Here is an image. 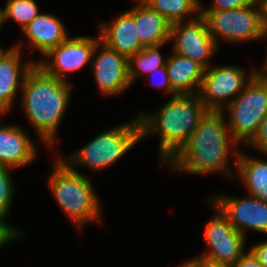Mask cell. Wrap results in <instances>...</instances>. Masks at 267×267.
<instances>
[{
    "label": "cell",
    "mask_w": 267,
    "mask_h": 267,
    "mask_svg": "<svg viewBox=\"0 0 267 267\" xmlns=\"http://www.w3.org/2000/svg\"><path fill=\"white\" fill-rule=\"evenodd\" d=\"M225 115L222 111L207 112L186 143L165 164H168L172 173L186 172L193 175L219 173L234 179L236 169L230 167L229 156H233L236 168L240 150L238 147L241 146H238L239 144L231 136Z\"/></svg>",
    "instance_id": "obj_1"
},
{
    "label": "cell",
    "mask_w": 267,
    "mask_h": 267,
    "mask_svg": "<svg viewBox=\"0 0 267 267\" xmlns=\"http://www.w3.org/2000/svg\"><path fill=\"white\" fill-rule=\"evenodd\" d=\"M71 83L46 73L36 63L24 78L20 96L22 110L39 140L55 148L57 131L71 98Z\"/></svg>",
    "instance_id": "obj_2"
},
{
    "label": "cell",
    "mask_w": 267,
    "mask_h": 267,
    "mask_svg": "<svg viewBox=\"0 0 267 267\" xmlns=\"http://www.w3.org/2000/svg\"><path fill=\"white\" fill-rule=\"evenodd\" d=\"M209 109L198 94H177L155 113L139 112L141 140L156 135L159 157L164 165L186 143Z\"/></svg>",
    "instance_id": "obj_3"
},
{
    "label": "cell",
    "mask_w": 267,
    "mask_h": 267,
    "mask_svg": "<svg viewBox=\"0 0 267 267\" xmlns=\"http://www.w3.org/2000/svg\"><path fill=\"white\" fill-rule=\"evenodd\" d=\"M57 157L47 178L57 205L80 230L87 223H100L102 205L90 179Z\"/></svg>",
    "instance_id": "obj_4"
},
{
    "label": "cell",
    "mask_w": 267,
    "mask_h": 267,
    "mask_svg": "<svg viewBox=\"0 0 267 267\" xmlns=\"http://www.w3.org/2000/svg\"><path fill=\"white\" fill-rule=\"evenodd\" d=\"M141 141L140 120L138 115L127 123H122L117 127H110L95 136L78 151L61 156L73 170L80 166L88 167L93 171L108 169L128 151L133 149ZM78 166V167H77Z\"/></svg>",
    "instance_id": "obj_5"
},
{
    "label": "cell",
    "mask_w": 267,
    "mask_h": 267,
    "mask_svg": "<svg viewBox=\"0 0 267 267\" xmlns=\"http://www.w3.org/2000/svg\"><path fill=\"white\" fill-rule=\"evenodd\" d=\"M201 15L218 48L222 39L233 44L267 39V22L261 0L238 9L201 10Z\"/></svg>",
    "instance_id": "obj_6"
},
{
    "label": "cell",
    "mask_w": 267,
    "mask_h": 267,
    "mask_svg": "<svg viewBox=\"0 0 267 267\" xmlns=\"http://www.w3.org/2000/svg\"><path fill=\"white\" fill-rule=\"evenodd\" d=\"M222 113H229L226 120L233 139L246 147L267 116V77L258 70Z\"/></svg>",
    "instance_id": "obj_7"
},
{
    "label": "cell",
    "mask_w": 267,
    "mask_h": 267,
    "mask_svg": "<svg viewBox=\"0 0 267 267\" xmlns=\"http://www.w3.org/2000/svg\"><path fill=\"white\" fill-rule=\"evenodd\" d=\"M207 203L213 208V217L206 222L203 238L206 250L195 258L206 263L234 265L246 252L247 238L236 231L228 218L209 199Z\"/></svg>",
    "instance_id": "obj_8"
},
{
    "label": "cell",
    "mask_w": 267,
    "mask_h": 267,
    "mask_svg": "<svg viewBox=\"0 0 267 267\" xmlns=\"http://www.w3.org/2000/svg\"><path fill=\"white\" fill-rule=\"evenodd\" d=\"M257 71L256 67L246 72L237 65H211L205 69L198 96L209 110L222 111Z\"/></svg>",
    "instance_id": "obj_9"
},
{
    "label": "cell",
    "mask_w": 267,
    "mask_h": 267,
    "mask_svg": "<svg viewBox=\"0 0 267 267\" xmlns=\"http://www.w3.org/2000/svg\"><path fill=\"white\" fill-rule=\"evenodd\" d=\"M170 42L173 43L171 52L196 61L205 69L212 65V57L218 52L201 14L195 19L171 24Z\"/></svg>",
    "instance_id": "obj_10"
},
{
    "label": "cell",
    "mask_w": 267,
    "mask_h": 267,
    "mask_svg": "<svg viewBox=\"0 0 267 267\" xmlns=\"http://www.w3.org/2000/svg\"><path fill=\"white\" fill-rule=\"evenodd\" d=\"M99 41L100 37L69 36L36 64L49 75L71 83L68 74L83 69L88 63L91 65L92 54Z\"/></svg>",
    "instance_id": "obj_11"
},
{
    "label": "cell",
    "mask_w": 267,
    "mask_h": 267,
    "mask_svg": "<svg viewBox=\"0 0 267 267\" xmlns=\"http://www.w3.org/2000/svg\"><path fill=\"white\" fill-rule=\"evenodd\" d=\"M228 218L233 228L247 238L253 231L267 235V202L257 197L216 194L209 198Z\"/></svg>",
    "instance_id": "obj_12"
},
{
    "label": "cell",
    "mask_w": 267,
    "mask_h": 267,
    "mask_svg": "<svg viewBox=\"0 0 267 267\" xmlns=\"http://www.w3.org/2000/svg\"><path fill=\"white\" fill-rule=\"evenodd\" d=\"M90 67L98 91L105 97L122 95L132 86L128 77V58L101 41L94 48Z\"/></svg>",
    "instance_id": "obj_13"
},
{
    "label": "cell",
    "mask_w": 267,
    "mask_h": 267,
    "mask_svg": "<svg viewBox=\"0 0 267 267\" xmlns=\"http://www.w3.org/2000/svg\"><path fill=\"white\" fill-rule=\"evenodd\" d=\"M23 48L22 41L6 50L0 49V115L11 110L17 93L22 90L24 78L37 63L34 59L22 61Z\"/></svg>",
    "instance_id": "obj_14"
},
{
    "label": "cell",
    "mask_w": 267,
    "mask_h": 267,
    "mask_svg": "<svg viewBox=\"0 0 267 267\" xmlns=\"http://www.w3.org/2000/svg\"><path fill=\"white\" fill-rule=\"evenodd\" d=\"M0 115V166L13 168L25 167L31 164L38 155V145L35 144L25 128L17 124L2 125Z\"/></svg>",
    "instance_id": "obj_15"
},
{
    "label": "cell",
    "mask_w": 267,
    "mask_h": 267,
    "mask_svg": "<svg viewBox=\"0 0 267 267\" xmlns=\"http://www.w3.org/2000/svg\"><path fill=\"white\" fill-rule=\"evenodd\" d=\"M98 27L100 41L127 58L144 48L137 35L135 7L116 15L110 22H99Z\"/></svg>",
    "instance_id": "obj_16"
},
{
    "label": "cell",
    "mask_w": 267,
    "mask_h": 267,
    "mask_svg": "<svg viewBox=\"0 0 267 267\" xmlns=\"http://www.w3.org/2000/svg\"><path fill=\"white\" fill-rule=\"evenodd\" d=\"M28 45L45 56L70 35L62 20L50 13H39L23 30Z\"/></svg>",
    "instance_id": "obj_17"
},
{
    "label": "cell",
    "mask_w": 267,
    "mask_h": 267,
    "mask_svg": "<svg viewBox=\"0 0 267 267\" xmlns=\"http://www.w3.org/2000/svg\"><path fill=\"white\" fill-rule=\"evenodd\" d=\"M136 3L135 24L140 43L144 47L169 44L171 23L142 0Z\"/></svg>",
    "instance_id": "obj_18"
},
{
    "label": "cell",
    "mask_w": 267,
    "mask_h": 267,
    "mask_svg": "<svg viewBox=\"0 0 267 267\" xmlns=\"http://www.w3.org/2000/svg\"><path fill=\"white\" fill-rule=\"evenodd\" d=\"M166 68L172 90L176 94H198L205 68L174 52L167 55Z\"/></svg>",
    "instance_id": "obj_19"
},
{
    "label": "cell",
    "mask_w": 267,
    "mask_h": 267,
    "mask_svg": "<svg viewBox=\"0 0 267 267\" xmlns=\"http://www.w3.org/2000/svg\"><path fill=\"white\" fill-rule=\"evenodd\" d=\"M241 150L240 148L233 180L242 181L247 195L267 202V160L252 157Z\"/></svg>",
    "instance_id": "obj_20"
},
{
    "label": "cell",
    "mask_w": 267,
    "mask_h": 267,
    "mask_svg": "<svg viewBox=\"0 0 267 267\" xmlns=\"http://www.w3.org/2000/svg\"><path fill=\"white\" fill-rule=\"evenodd\" d=\"M171 24L197 18L201 14L200 0H142Z\"/></svg>",
    "instance_id": "obj_21"
},
{
    "label": "cell",
    "mask_w": 267,
    "mask_h": 267,
    "mask_svg": "<svg viewBox=\"0 0 267 267\" xmlns=\"http://www.w3.org/2000/svg\"><path fill=\"white\" fill-rule=\"evenodd\" d=\"M165 45L144 47L128 58V77L131 85L134 84V81L143 76L145 77L156 68L165 65L167 56L163 58L160 53V49Z\"/></svg>",
    "instance_id": "obj_22"
},
{
    "label": "cell",
    "mask_w": 267,
    "mask_h": 267,
    "mask_svg": "<svg viewBox=\"0 0 267 267\" xmlns=\"http://www.w3.org/2000/svg\"><path fill=\"white\" fill-rule=\"evenodd\" d=\"M39 13L35 0H7L2 9L3 23L11 19L22 31Z\"/></svg>",
    "instance_id": "obj_23"
},
{
    "label": "cell",
    "mask_w": 267,
    "mask_h": 267,
    "mask_svg": "<svg viewBox=\"0 0 267 267\" xmlns=\"http://www.w3.org/2000/svg\"><path fill=\"white\" fill-rule=\"evenodd\" d=\"M11 167L0 166V216L7 218L10 215L11 203L15 193V184L11 175Z\"/></svg>",
    "instance_id": "obj_24"
},
{
    "label": "cell",
    "mask_w": 267,
    "mask_h": 267,
    "mask_svg": "<svg viewBox=\"0 0 267 267\" xmlns=\"http://www.w3.org/2000/svg\"><path fill=\"white\" fill-rule=\"evenodd\" d=\"M146 76H147V82L152 87L162 89L163 91H165V93L169 94L171 97L177 95L171 88L166 65L160 68H156Z\"/></svg>",
    "instance_id": "obj_25"
},
{
    "label": "cell",
    "mask_w": 267,
    "mask_h": 267,
    "mask_svg": "<svg viewBox=\"0 0 267 267\" xmlns=\"http://www.w3.org/2000/svg\"><path fill=\"white\" fill-rule=\"evenodd\" d=\"M256 1L257 0H212L211 4H209L210 6L204 9L201 2V10H232L253 5Z\"/></svg>",
    "instance_id": "obj_26"
},
{
    "label": "cell",
    "mask_w": 267,
    "mask_h": 267,
    "mask_svg": "<svg viewBox=\"0 0 267 267\" xmlns=\"http://www.w3.org/2000/svg\"><path fill=\"white\" fill-rule=\"evenodd\" d=\"M24 234L25 233L18 228L11 226L6 218L0 216V248L15 239L18 240L19 237H23Z\"/></svg>",
    "instance_id": "obj_27"
},
{
    "label": "cell",
    "mask_w": 267,
    "mask_h": 267,
    "mask_svg": "<svg viewBox=\"0 0 267 267\" xmlns=\"http://www.w3.org/2000/svg\"><path fill=\"white\" fill-rule=\"evenodd\" d=\"M267 156V116L261 122L254 138L246 145Z\"/></svg>",
    "instance_id": "obj_28"
},
{
    "label": "cell",
    "mask_w": 267,
    "mask_h": 267,
    "mask_svg": "<svg viewBox=\"0 0 267 267\" xmlns=\"http://www.w3.org/2000/svg\"><path fill=\"white\" fill-rule=\"evenodd\" d=\"M234 267H264L259 263L257 257L249 249L242 257L234 264Z\"/></svg>",
    "instance_id": "obj_29"
},
{
    "label": "cell",
    "mask_w": 267,
    "mask_h": 267,
    "mask_svg": "<svg viewBox=\"0 0 267 267\" xmlns=\"http://www.w3.org/2000/svg\"><path fill=\"white\" fill-rule=\"evenodd\" d=\"M249 249L257 257L259 263L264 267H267V239L263 242L251 245V248Z\"/></svg>",
    "instance_id": "obj_30"
},
{
    "label": "cell",
    "mask_w": 267,
    "mask_h": 267,
    "mask_svg": "<svg viewBox=\"0 0 267 267\" xmlns=\"http://www.w3.org/2000/svg\"><path fill=\"white\" fill-rule=\"evenodd\" d=\"M179 265L178 267H207L206 262L195 257Z\"/></svg>",
    "instance_id": "obj_31"
},
{
    "label": "cell",
    "mask_w": 267,
    "mask_h": 267,
    "mask_svg": "<svg viewBox=\"0 0 267 267\" xmlns=\"http://www.w3.org/2000/svg\"><path fill=\"white\" fill-rule=\"evenodd\" d=\"M267 51V50H266ZM264 62L262 64V66L260 68H258V70L265 76L267 77V52H266V56L264 58Z\"/></svg>",
    "instance_id": "obj_32"
},
{
    "label": "cell",
    "mask_w": 267,
    "mask_h": 267,
    "mask_svg": "<svg viewBox=\"0 0 267 267\" xmlns=\"http://www.w3.org/2000/svg\"><path fill=\"white\" fill-rule=\"evenodd\" d=\"M207 267H234V265L207 263Z\"/></svg>",
    "instance_id": "obj_33"
},
{
    "label": "cell",
    "mask_w": 267,
    "mask_h": 267,
    "mask_svg": "<svg viewBox=\"0 0 267 267\" xmlns=\"http://www.w3.org/2000/svg\"><path fill=\"white\" fill-rule=\"evenodd\" d=\"M262 4L264 6V16H265V20L267 22V0H261Z\"/></svg>",
    "instance_id": "obj_34"
},
{
    "label": "cell",
    "mask_w": 267,
    "mask_h": 267,
    "mask_svg": "<svg viewBox=\"0 0 267 267\" xmlns=\"http://www.w3.org/2000/svg\"><path fill=\"white\" fill-rule=\"evenodd\" d=\"M3 25V15H2V8H0V30Z\"/></svg>",
    "instance_id": "obj_35"
}]
</instances>
